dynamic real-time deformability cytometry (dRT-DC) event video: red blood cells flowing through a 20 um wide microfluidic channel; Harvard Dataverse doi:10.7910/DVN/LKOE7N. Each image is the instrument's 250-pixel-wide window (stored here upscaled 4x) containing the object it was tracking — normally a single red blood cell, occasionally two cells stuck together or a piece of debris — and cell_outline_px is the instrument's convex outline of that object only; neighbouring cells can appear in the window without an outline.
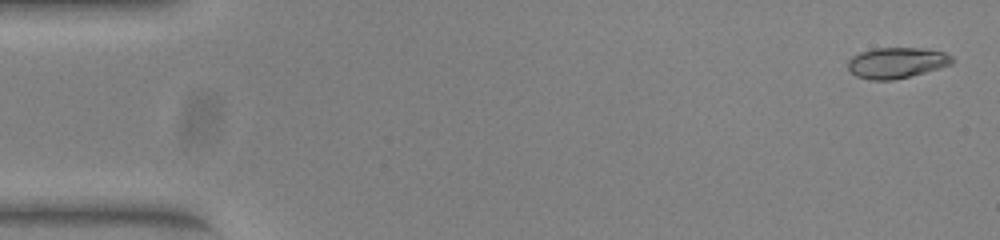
{"species": "common noctule bat (a hibernating species)", "species_latin": "Nyctalus noctula", "temperature_condition": "warm", "stored_images_in_passage": 54, "segment_of_instrument_passage": [1, 2], "camera_frame_rate_fps": 3000, "um_per_image_px": 0.085, "animal": {"sex": "female", "body_mass_g": 23.0, "forearm_length_mm": 53.4}, "frame": {"image": 1, "passage_image": 2, "time_ms": 0.333, "image_size_px": [1000, 240], "cell_outline_px": [[956, 60], [952, 64], [940, 68], [892, 80], [872, 80], [856, 76], [848, 68], [848, 60], [852, 56], [860, 52], [872, 48], [928, 48], [944, 52], [952, 56]], "centroid_in_image_um": [76.24, 5.32], "position_along_channel_um": 8.8, "area_um2": 18.79}}
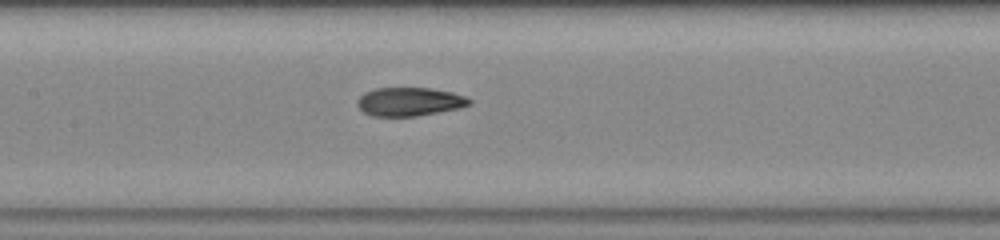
{"frame": {"image": 2, "passage_image": 25, "time_ms": 8.0, "image_size_px": [1000, 240], "cell_outline_px": [[472, 104], [460, 108], [416, 116], [372, 116], [364, 112], [356, 104], [356, 100], [364, 92], [376, 88], [432, 88], [452, 92], [464, 96], [472, 100]], "centroid_in_image_um": [34.8, 8.64], "position_along_channel_um": 172.6, "area_um2": 18.73}}
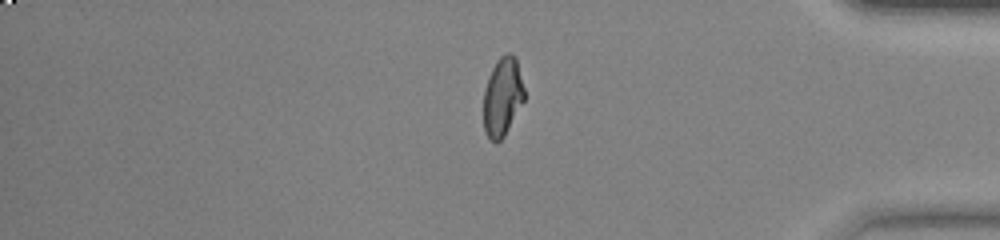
{"frame": {"image": 3, "passage_image": 44, "time_ms": 14.333, "image_size_px": [1000, 240], "cell_outline_px": [[524, 100], [504, 136], [496, 144], [484, 132], [484, 88], [488, 76], [496, 60], [500, 56], [508, 52], [512, 52], [516, 60], [524, 88]], "centroid_in_image_um": [42.7, 8.21], "position_along_channel_um": 392.5, "area_um2": 18.61}}